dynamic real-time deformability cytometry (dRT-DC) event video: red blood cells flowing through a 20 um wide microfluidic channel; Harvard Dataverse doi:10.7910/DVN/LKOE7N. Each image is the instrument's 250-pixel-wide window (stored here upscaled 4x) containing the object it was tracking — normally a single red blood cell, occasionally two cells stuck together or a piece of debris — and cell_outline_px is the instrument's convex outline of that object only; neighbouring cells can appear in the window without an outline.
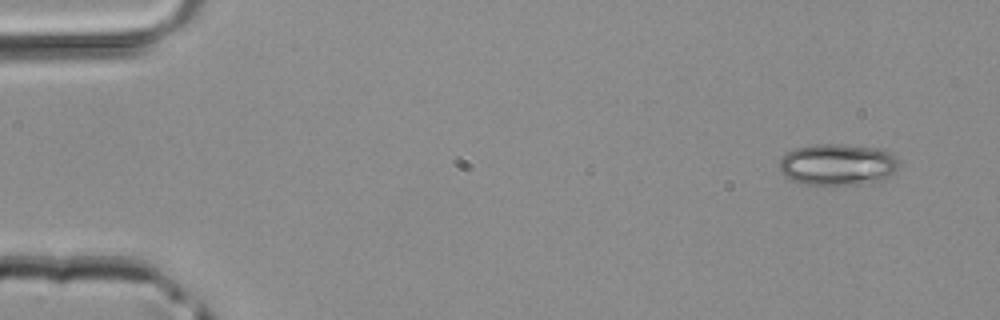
{"species": "common noctule bat (a hibernating species)", "species_latin": "Nyctalus noctula", "temperature_condition": "room temperature", "stored_images_in_passage": 5, "camera_frame_rate_fps": 3000, "um_per_image_px": 0.085, "animal": {"sex": "male", "body_mass_g": 20.4}, "frame": {"image": 1, "passage_image": 1, "time_ms": 0.0, "image_size_px": [1000, 320], "cell_outline_px": [[900, 164], [896, 172], [880, 184], [804, 184], [792, 180], [780, 172], [780, 160], [788, 152], [796, 148], [812, 144], [844, 144], [880, 148], [892, 152], [900, 160]], "centroid_in_image_um": [71.32, 13.99], "position_along_channel_um": 13.7, "area_um2": 29.65}}